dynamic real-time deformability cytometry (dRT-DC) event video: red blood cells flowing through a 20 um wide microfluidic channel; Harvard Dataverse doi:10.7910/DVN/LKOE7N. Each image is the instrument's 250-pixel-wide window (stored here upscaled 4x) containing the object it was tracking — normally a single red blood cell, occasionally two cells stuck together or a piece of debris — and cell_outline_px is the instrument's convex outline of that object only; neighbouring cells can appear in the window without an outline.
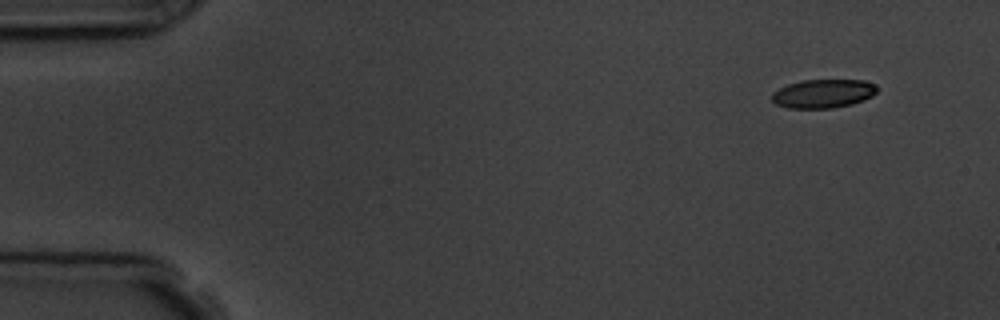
{"species": "common noctule bat (a hibernating species)", "species_latin": "Nyctalus noctula", "temperature_condition": "room temperature", "stored_images_in_passage": 6, "camera_frame_rate_fps": 3000, "um_per_image_px": 0.085, "animal": {"sex": "male", "body_mass_g": 19.5, "forearm_length_mm": 54.6}, "frame": {"image": 1, "passage_image": 1, "time_ms": 0.0, "image_size_px": [1000, 320], "cell_outline_px": [[876, 92], [872, 96], [864, 100], [852, 104], [832, 108], [788, 108], [776, 104], [772, 100], [772, 92], [788, 84], [804, 80], [864, 80], [872, 84], [876, 88]], "centroid_in_image_um": [69.95, 7.96], "position_along_channel_um": 15.1, "area_um2": 17.46}}
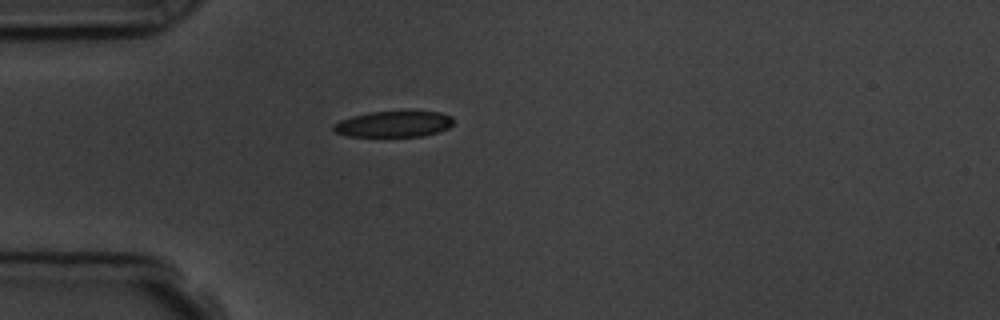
{"frame": {"image": 2, "passage_image": 4, "time_ms": 3.667, "image_size_px": [1000, 320], "cell_outline_px": [[452, 124], [448, 128], [436, 132], [420, 136], [348, 136], [332, 132], [332, 124], [340, 120], [352, 116], [372, 112], [440, 112], [452, 116]], "centroid_in_image_um": [33.4, 10.55], "position_along_channel_um": 51.6, "area_um2": 17.98}}